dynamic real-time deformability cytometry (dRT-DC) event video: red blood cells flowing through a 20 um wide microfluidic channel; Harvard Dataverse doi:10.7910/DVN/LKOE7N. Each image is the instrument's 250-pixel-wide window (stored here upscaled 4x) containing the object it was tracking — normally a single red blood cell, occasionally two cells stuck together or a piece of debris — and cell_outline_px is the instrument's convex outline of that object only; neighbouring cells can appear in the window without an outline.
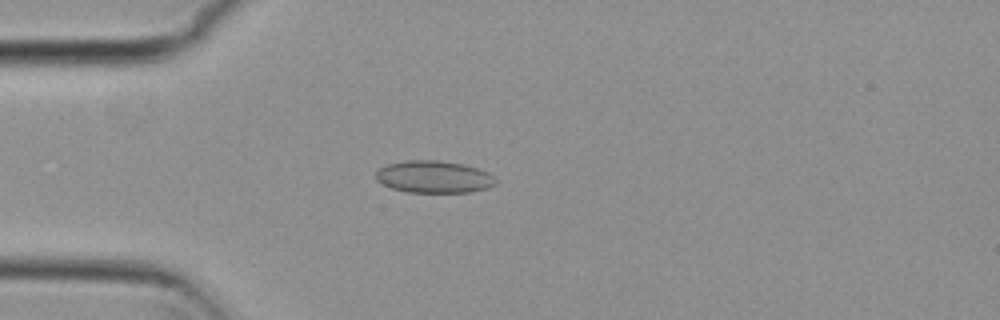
{"species": "common noctule bat (a hibernating species)", "species_latin": "Nyctalus noctula", "temperature_condition": "cold", "stored_images_in_passage": 3, "camera_frame_rate_fps": 3000, "um_per_image_px": 0.085, "animal": {"sex": "female", "body_mass_g": 29.2, "forearm_length_mm": 56.3}, "frame": {"image": 1, "passage_image": 3, "time_ms": 0.667, "image_size_px": [1000, 320], "cell_outline_px": [[496, 184], [488, 188], [472, 192], [408, 192], [392, 188], [376, 180], [376, 172], [380, 168], [388, 164], [404, 160], [436, 160], [464, 164], [488, 172], [496, 180]], "centroid_in_image_um": [36.89, 15.03], "position_along_channel_um": 48.1, "area_um2": 22.43}}